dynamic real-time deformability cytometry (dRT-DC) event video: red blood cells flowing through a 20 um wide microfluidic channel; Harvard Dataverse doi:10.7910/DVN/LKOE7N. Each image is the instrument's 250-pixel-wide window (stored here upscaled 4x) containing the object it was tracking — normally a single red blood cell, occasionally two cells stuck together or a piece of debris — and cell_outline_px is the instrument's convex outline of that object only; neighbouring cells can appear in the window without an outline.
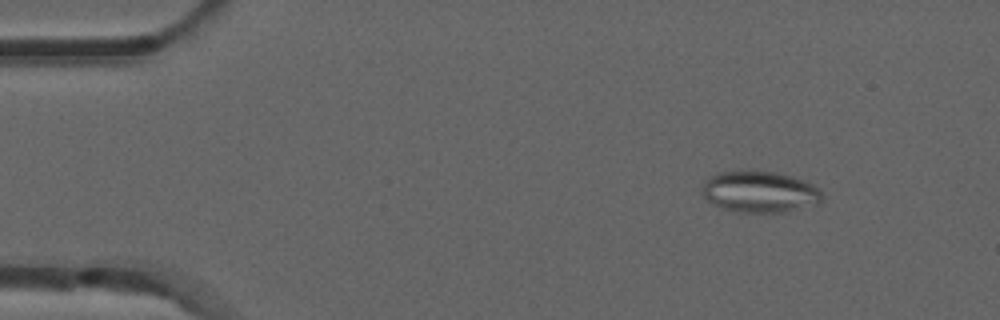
{"species": "common noctule bat (a hibernating species)", "species_latin": "Nyctalus noctula", "temperature_condition": "room temperature", "stored_images_in_passage": 52, "camera_frame_rate_fps": 3000, "um_per_image_px": 0.085, "animal": {"sex": "male", "forearm_length_mm": 52.5}, "frame": {"image": 1, "passage_image": 6, "time_ms": 1.667, "image_size_px": [1000, 320], "cell_outline_px": [[824, 200], [820, 204], [788, 212], [736, 212], [720, 208], [712, 204], [704, 196], [704, 180], [716, 172], [740, 168], [748, 168], [776, 172], [792, 176], [804, 180], [820, 188], [824, 196]], "centroid_in_image_um": [64.61, 16.27], "position_along_channel_um": 20.4, "area_um2": 30.11}}
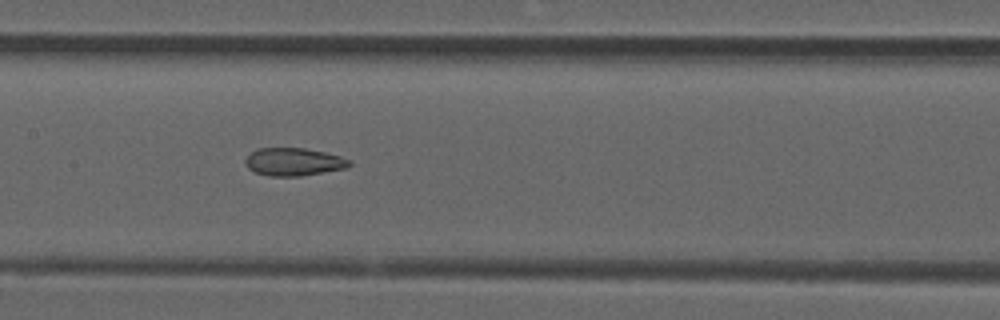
{"frame": {"image": 2, "passage_image": 25, "time_ms": 8.0, "image_size_px": [1000, 320], "cell_outline_px": [[352, 164], [348, 168], [300, 176], [268, 176], [256, 172], [248, 168], [244, 164], [244, 160], [256, 148], [304, 148], [324, 152], [340, 156], [352, 160]], "centroid_in_image_um": [24.98, 13.76], "position_along_channel_um": 182.4, "area_um2": 16.99}}
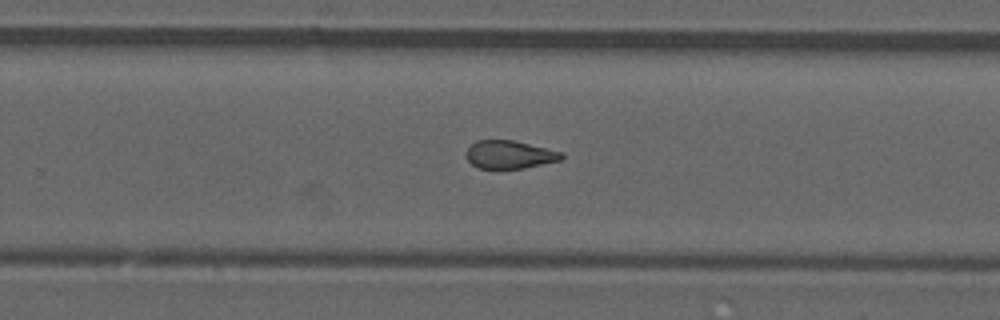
{"frame": {"image": 3, "passage_image": 33, "time_ms": 10.667, "image_size_px": [1000, 320], "cell_outline_px": [[564, 160], [524, 168], [480, 168], [472, 164], [464, 156], [464, 152], [476, 140], [516, 140], [564, 152]], "centroid_in_image_um": [43.35, 13.13], "position_along_channel_um": 286.4, "area_um2": 15.9}, "authors_computed_cell_mechanics": {"area_um2": 17.1377, "velocity_mm_per_s": 3.9231, "shape_relaxation_time_tau1_ms": null, "shape_relaxation_time_tau2_ms": 2.1866, "deformation_change_tau1": null, "deformation_change_tau2": 0.0977}}